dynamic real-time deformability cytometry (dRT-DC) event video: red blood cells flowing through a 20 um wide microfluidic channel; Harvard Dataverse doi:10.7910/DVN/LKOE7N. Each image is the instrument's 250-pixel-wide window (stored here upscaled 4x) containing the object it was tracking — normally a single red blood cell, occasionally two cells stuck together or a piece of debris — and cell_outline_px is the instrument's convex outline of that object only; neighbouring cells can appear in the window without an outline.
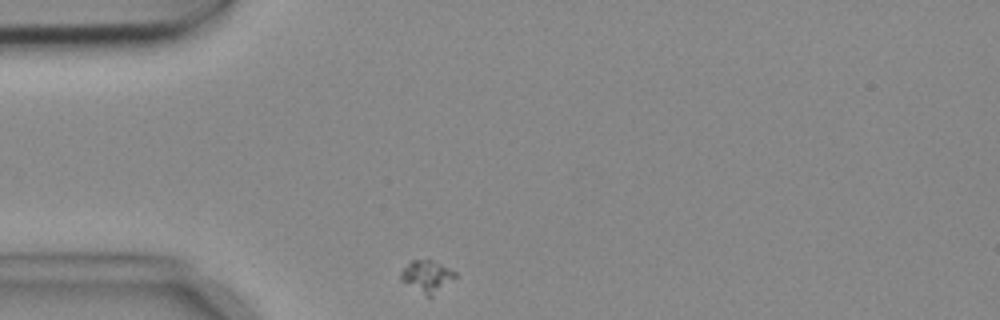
{"species": "common noctule bat (a hibernating species)", "species_latin": "Nyctalus noctula", "temperature_condition": "cold", "stored_images_in_passage": 4, "camera_frame_rate_fps": 3000, "um_per_image_px": 0.085, "animal": {"sex": "female", "body_mass_g": 18.4}, "frame": {"image": 1, "passage_image": 1, "time_ms": 0.0, "image_size_px": [1000, 320], "cell_outline_px": [[456, 276], [428, 300], [400, 280], [400, 272], [412, 260], [432, 260], [456, 272]], "centroid_in_image_um": [36.25, 23.54], "position_along_channel_um": 48.8, "area_um2": 10.17}}